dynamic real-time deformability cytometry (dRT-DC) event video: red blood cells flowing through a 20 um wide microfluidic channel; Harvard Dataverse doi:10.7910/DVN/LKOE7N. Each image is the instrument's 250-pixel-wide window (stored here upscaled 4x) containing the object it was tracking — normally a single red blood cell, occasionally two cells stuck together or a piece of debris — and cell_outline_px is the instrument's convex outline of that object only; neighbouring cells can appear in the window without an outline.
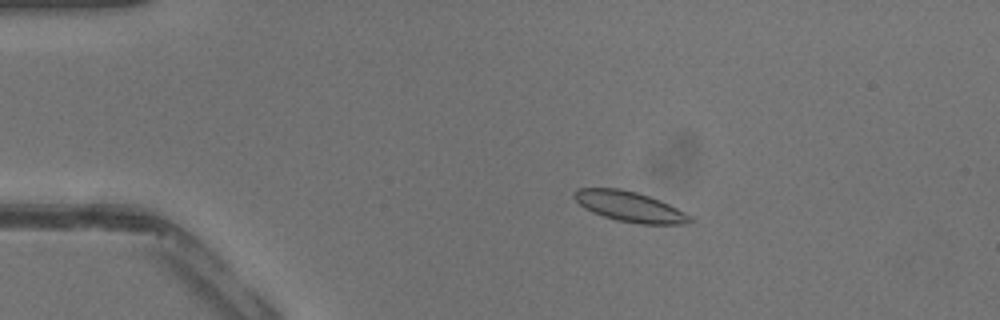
{"species": "common noctule bat (a hibernating species)", "species_latin": "Nyctalus noctula", "temperature_condition": "warm", "stored_images_in_passage": 43, "camera_frame_rate_fps": 3000, "um_per_image_px": 0.085, "animal": {"sex": "male", "body_mass_g": 13.3}, "frame": {"image": 1, "passage_image": 9, "time_ms": 2.667, "image_size_px": [1000, 320], "cell_outline_px": [[696, 220], [692, 224], [640, 224], [616, 220], [592, 212], [584, 208], [572, 196], [572, 192], [576, 188], [620, 188], [636, 192], [660, 200], [692, 216]], "centroid_in_image_um": [53.54, 17.57], "position_along_channel_um": 31.5, "area_um2": 20.58}}
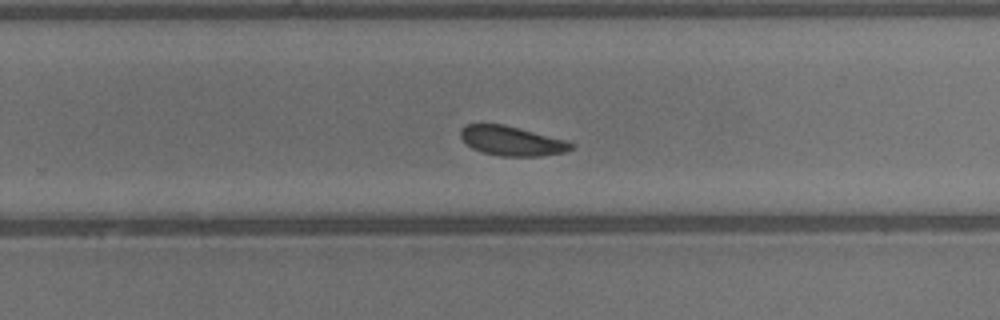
{"frame": {"image": 2, "passage_image": 28, "time_ms": 9.0, "image_size_px": [1000, 320], "cell_outline_px": [[576, 148], [564, 152], [540, 156], [500, 156], [480, 152], [472, 148], [460, 136], [460, 128], [468, 124], [504, 124], [568, 140], [576, 144]], "centroid_in_image_um": [43.55, 11.98], "position_along_channel_um": 286.2, "area_um2": 19.25}}
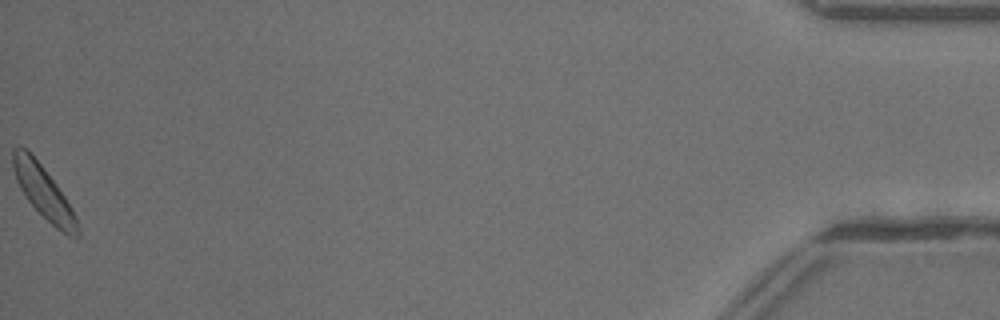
{"frame": {"image": 3, "passage_image": 43, "time_ms": 14.0, "image_size_px": [1000, 320], "cell_outline_px": [[80, 236], [68, 236], [56, 228], [28, 200], [20, 188], [16, 180], [12, 164], [12, 148], [16, 144], [20, 144], [40, 164], [56, 184], [72, 208], [76, 216], [80, 232]], "centroid_in_image_um": [3.69, 16.32], "position_along_channel_um": 431.5, "area_um2": 19.36}}